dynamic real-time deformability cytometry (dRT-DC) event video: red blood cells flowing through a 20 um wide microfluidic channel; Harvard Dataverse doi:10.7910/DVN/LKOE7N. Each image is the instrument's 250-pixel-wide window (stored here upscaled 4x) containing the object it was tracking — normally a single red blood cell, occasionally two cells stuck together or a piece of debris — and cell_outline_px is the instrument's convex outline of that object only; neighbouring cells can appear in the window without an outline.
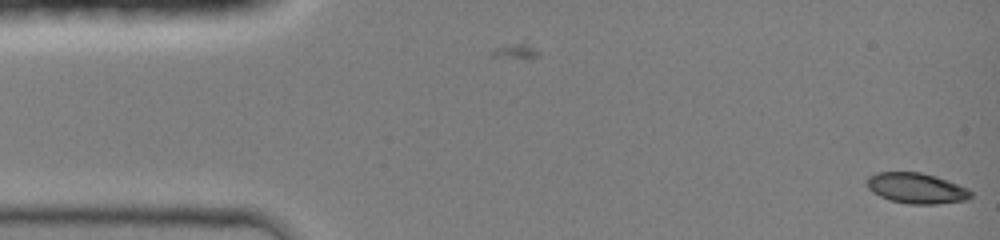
{"species": "common noctule bat (a hibernating species)", "species_latin": "Nyctalus noctula", "temperature_condition": "room temperature", "stored_images_in_passage": 4, "camera_frame_rate_fps": 3000, "um_per_image_px": 0.085, "animal": {"sex": "female", "body_mass_g": 19.0, "forearm_length_mm": 51.5}, "frame": {"image": 1, "passage_image": 4, "time_ms": 1.0, "image_size_px": [1000, 240], "cell_outline_px": [[972, 196], [968, 200], [936, 204], [908, 204], [888, 200], [872, 192], [868, 188], [868, 176], [876, 172], [920, 172], [936, 176], [968, 188], [972, 192]], "centroid_in_image_um": [77.91, 16.0], "position_along_channel_um": 7.1, "area_um2": 18.61}}